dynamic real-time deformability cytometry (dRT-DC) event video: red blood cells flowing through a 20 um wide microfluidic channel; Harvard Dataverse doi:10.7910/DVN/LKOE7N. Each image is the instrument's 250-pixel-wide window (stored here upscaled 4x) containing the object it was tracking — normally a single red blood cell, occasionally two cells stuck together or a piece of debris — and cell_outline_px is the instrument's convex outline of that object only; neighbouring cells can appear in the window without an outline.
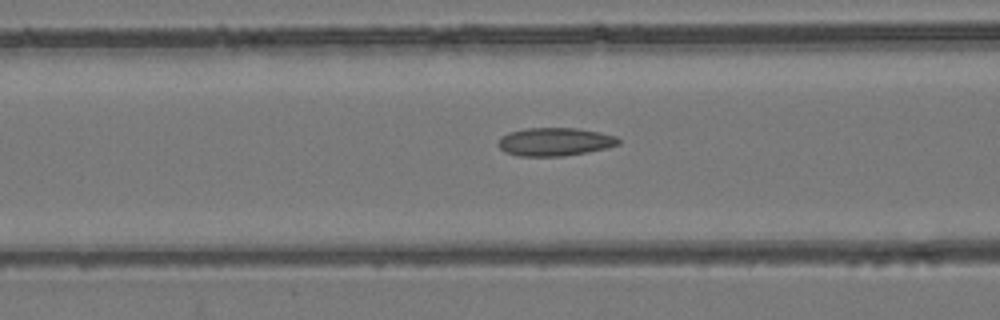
{"species": "common noctule bat (a hibernating species)", "species_latin": "Nyctalus noctula", "temperature_condition": "room temperature", "stored_images_in_passage": 53, "camera_frame_rate_fps": 3000, "um_per_image_px": 0.085, "animal": {"sex": "female", "body_mass_g": 24.6, "forearm_length_mm": 56.2}, "frame": {"image": 1, "passage_image": 22, "time_ms": 7.0, "image_size_px": [1000, 320], "cell_outline_px": [[620, 144], [608, 148], [588, 152], [564, 156], [520, 156], [504, 152], [496, 144], [500, 136], [508, 132], [528, 128], [576, 128], [600, 132], [616, 136], [620, 140]], "centroid_in_image_um": [47.15, 12.05], "position_along_channel_um": 119.5, "area_um2": 20.0}}
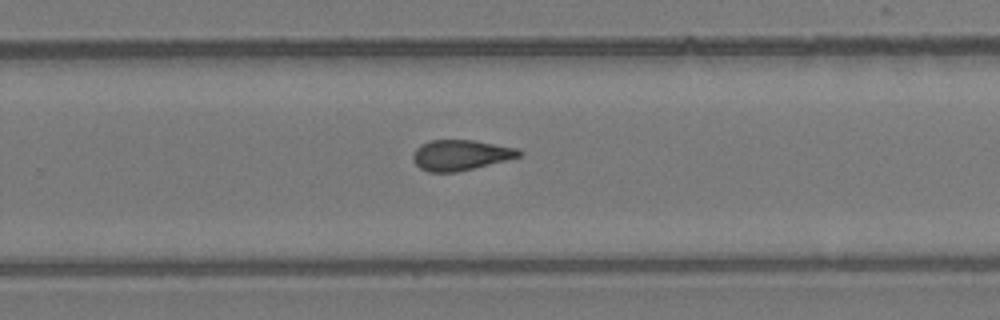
{"frame": {"image": 2, "passage_image": 35, "time_ms": 11.333, "image_size_px": [1000, 320], "cell_outline_px": [[524, 152], [520, 156], [456, 172], [428, 172], [420, 168], [412, 160], [412, 156], [416, 148], [420, 144], [432, 140], [472, 140], [516, 148]], "centroid_in_image_um": [39.1, 13.17], "position_along_channel_um": 290.7, "area_um2": 18.55}}
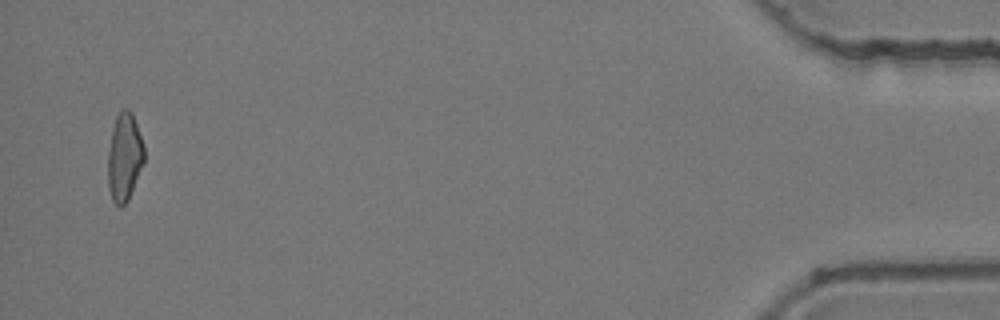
{"frame": {"image": 3, "passage_image": 52, "time_ms": 17.0, "image_size_px": [1000, 320], "cell_outline_px": [[144, 164], [128, 200], [120, 208], [112, 200], [108, 188], [108, 152], [112, 128], [116, 116], [120, 108], [128, 108], [132, 112], [144, 144]], "centroid_in_image_um": [10.58, 13.33], "position_along_channel_um": 424.6, "area_um2": 18.9}, "authors_computed_cell_mechanics": {"area_um2": 19.363, "velocity_mm_per_s": 3.9537, "shape_relaxation_time_tau1_ms": null, "shape_relaxation_time_tau2_ms": 2.7784, "deformation_change_tau1": null, "deformation_change_tau2": 0.1008}}